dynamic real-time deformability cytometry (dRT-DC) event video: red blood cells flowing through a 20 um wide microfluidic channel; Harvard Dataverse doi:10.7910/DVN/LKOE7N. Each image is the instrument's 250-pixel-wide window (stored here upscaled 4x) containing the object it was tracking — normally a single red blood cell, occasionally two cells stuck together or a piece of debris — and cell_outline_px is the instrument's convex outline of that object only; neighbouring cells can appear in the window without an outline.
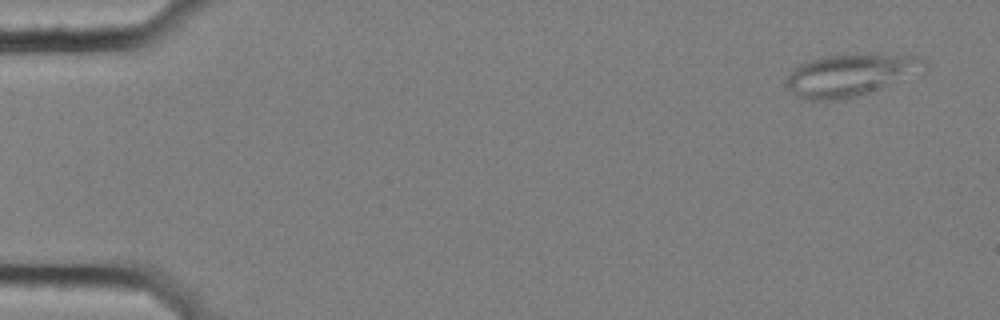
{"species": "common noctule bat (a hibernating species)", "species_latin": "Nyctalus noctula", "temperature_condition": "cold", "stored_images_in_passage": 55, "segment_of_instrument_passage": [1, 2], "camera_frame_rate_fps": 3000, "um_per_image_px": 0.085, "animal": {"sex": "female", "body_mass_g": 25.1}, "frame": {"image": 1, "passage_image": 1, "time_ms": 0.0, "image_size_px": [1000, 320], "cell_outline_px": [[928, 68], [868, 92], [856, 96], [836, 100], [808, 100], [796, 96], [788, 88], [788, 76], [800, 64], [808, 60], [820, 56], [916, 56], [924, 60], [928, 64]], "centroid_in_image_um": [72.22, 6.4], "position_along_channel_um": 12.8, "area_um2": 32.37}}